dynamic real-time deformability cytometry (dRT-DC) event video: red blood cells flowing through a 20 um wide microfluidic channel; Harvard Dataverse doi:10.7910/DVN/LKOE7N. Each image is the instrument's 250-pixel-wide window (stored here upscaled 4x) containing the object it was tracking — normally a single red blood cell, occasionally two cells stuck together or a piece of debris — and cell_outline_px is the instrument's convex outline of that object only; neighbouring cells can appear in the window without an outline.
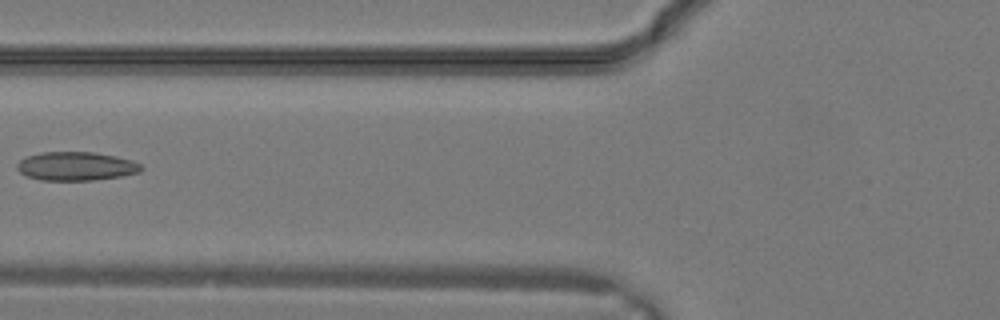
{"species": "common noctule bat (a hibernating species)", "species_latin": "Nyctalus noctula", "temperature_condition": "warm", "stored_images_in_passage": 30, "camera_frame_rate_fps": 3000, "um_per_image_px": 0.085, "animal": {"sex": "male", "body_mass_g": 19.2, "forearm_length_mm": 51.8}, "frame": {"image": 1, "passage_image": 13, "time_ms": 4.0, "image_size_px": [1000, 320], "cell_outline_px": [[144, 168], [140, 172], [124, 176], [96, 180], [40, 180], [28, 176], [20, 172], [16, 168], [16, 164], [20, 160], [28, 156], [40, 152], [92, 152], [116, 156], [132, 160], [140, 164]], "centroid_in_image_um": [6.49, 14.13], "position_along_channel_um": 119.3, "area_um2": 20.87}}
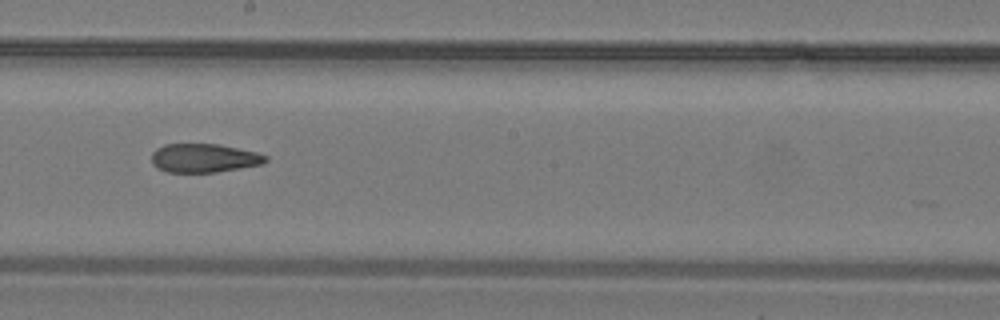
{"frame": {"image": 2, "passage_image": 18, "time_ms": 5.667, "image_size_px": [1000, 320], "cell_outline_px": [[268, 160], [264, 164], [216, 172], [168, 172], [156, 168], [152, 164], [152, 152], [156, 148], [164, 144], [220, 144], [256, 152], [268, 156]], "centroid_in_image_um": [17.34, 13.43], "position_along_channel_um": 230.9, "area_um2": 19.25}}
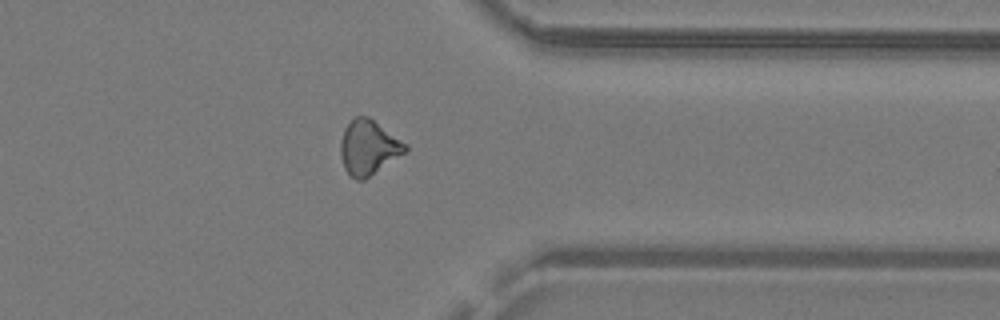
{"frame": {"image": 3, "passage_image": 25, "time_ms": 8.0, "image_size_px": [1000, 320], "cell_outline_px": [[408, 152], [364, 180], [356, 180], [344, 168], [340, 156], [340, 140], [344, 128], [356, 116], [368, 116], [408, 144]], "centroid_in_image_um": [31.35, 12.54], "position_along_channel_um": 380.1, "area_um2": 20.87}}